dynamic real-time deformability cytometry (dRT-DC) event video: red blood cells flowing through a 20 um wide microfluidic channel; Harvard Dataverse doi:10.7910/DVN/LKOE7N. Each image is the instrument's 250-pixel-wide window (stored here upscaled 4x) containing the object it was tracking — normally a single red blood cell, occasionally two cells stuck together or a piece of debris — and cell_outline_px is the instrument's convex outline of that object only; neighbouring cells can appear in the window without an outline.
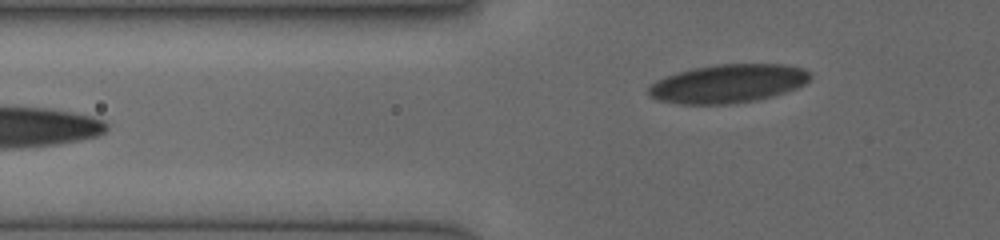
{"species": "human", "species_latin": "Homo sapiens", "temperature_condition": "cold", "stored_images_in_passage": 4, "camera_frame_rate_fps": 3000, "um_per_image_px": 0.085, "donor": {"sex": "female"}, "frame": {"image": 1, "passage_image": 4, "time_ms": 2.0, "image_size_px": [1000, 240], "cell_outline_px": [[812, 76], [804, 84], [796, 88], [772, 96], [756, 100], [728, 104], [680, 104], [656, 100], [648, 96], [648, 84], [664, 76], [692, 68], [716, 64], [784, 64], [804, 68]], "centroid_in_image_um": [61.82, 7.1], "position_along_channel_um": 64.0, "area_um2": 36.53}}